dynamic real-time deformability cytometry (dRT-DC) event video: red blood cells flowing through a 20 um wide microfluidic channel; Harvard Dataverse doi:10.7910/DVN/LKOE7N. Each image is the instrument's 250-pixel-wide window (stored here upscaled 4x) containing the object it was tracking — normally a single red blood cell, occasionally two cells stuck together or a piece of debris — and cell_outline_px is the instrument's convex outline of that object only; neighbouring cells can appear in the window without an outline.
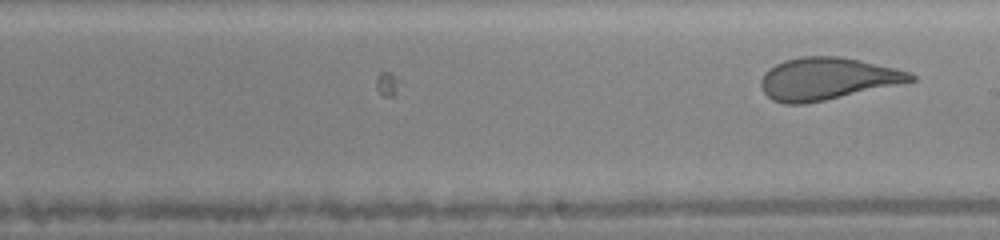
{"species": "human", "species_latin": "Homo sapiens", "temperature_condition": "warm", "stored_images_in_passage": 12, "camera_frame_rate_fps": 3000, "um_per_image_px": 0.085, "donor": {"sex": "female"}, "frame": {"image": 1, "passage_image": 12, "time_ms": 3.667, "image_size_px": [1000, 240], "cell_outline_px": [[916, 80], [824, 100], [804, 104], [784, 104], [772, 100], [764, 92], [760, 84], [760, 80], [764, 72], [768, 68], [784, 60], [800, 56], [840, 56], [896, 68], [912, 72], [916, 76]], "centroid_in_image_um": [70.27, 6.68], "position_along_channel_um": 218.7, "area_um2": 36.7}}